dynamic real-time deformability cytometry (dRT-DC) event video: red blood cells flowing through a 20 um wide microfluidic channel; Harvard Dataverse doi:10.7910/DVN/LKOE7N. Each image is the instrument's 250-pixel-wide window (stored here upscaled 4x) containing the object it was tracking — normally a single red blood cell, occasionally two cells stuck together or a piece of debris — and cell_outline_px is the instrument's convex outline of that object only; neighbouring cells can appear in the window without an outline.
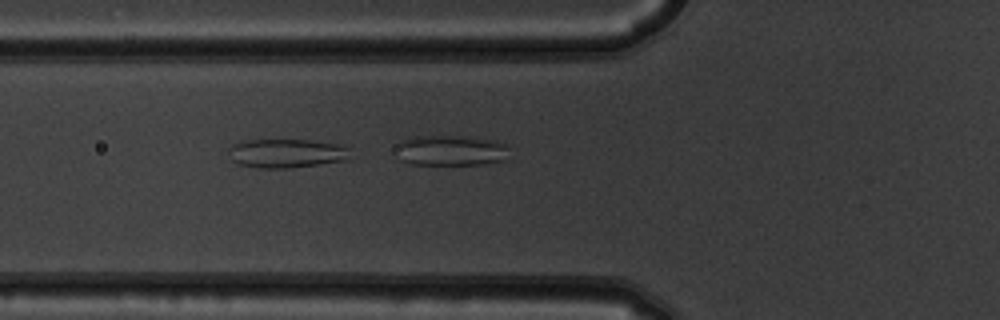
{"species": "common noctule bat (a hibernating species)", "species_latin": "Nyctalus noctula", "temperature_condition": "warm", "stored_images_in_passage": 7, "camera_frame_rate_fps": 3000, "um_per_image_px": 0.085, "animal": {"sex": "male", "body_mass_g": 19.5, "forearm_length_mm": 54.6}, "frame": {"image": 1, "passage_image": 6, "time_ms": 1.667, "image_size_px": [1000, 320], "cell_outline_px": [[352, 156], [348, 160], [288, 168], [260, 168], [236, 164], [232, 160], [228, 148], [232, 144], [240, 140], [312, 140], [348, 144]], "centroid_in_image_um": [24.42, 13.01], "position_along_channel_um": 101.4, "area_um2": 21.04}}